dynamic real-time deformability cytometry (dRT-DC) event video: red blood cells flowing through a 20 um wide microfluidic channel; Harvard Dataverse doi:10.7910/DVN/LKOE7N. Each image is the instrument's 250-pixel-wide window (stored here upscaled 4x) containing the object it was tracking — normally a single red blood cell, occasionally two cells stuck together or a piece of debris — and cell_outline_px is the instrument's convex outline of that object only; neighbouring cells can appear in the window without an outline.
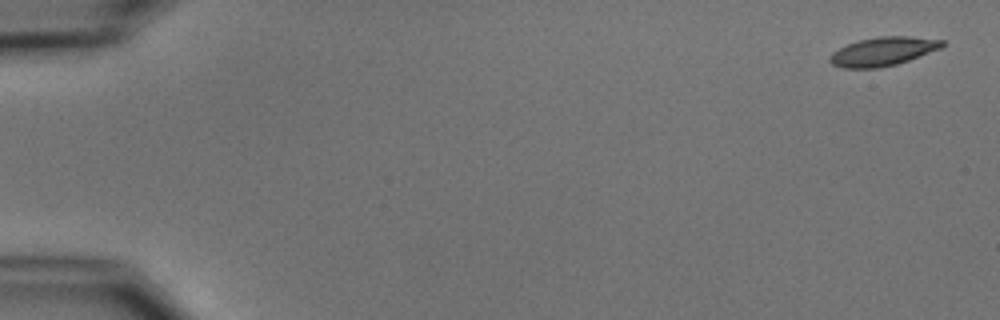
{"species": "common noctule bat (a hibernating species)", "species_latin": "Nyctalus noctula", "temperature_condition": "cold", "stored_images_in_passage": 53, "camera_frame_rate_fps": 3000, "um_per_image_px": 0.085, "animal": {"sex": "male", "body_mass_g": 15.6}, "frame": {"image": 1, "passage_image": 1, "time_ms": 0.0, "image_size_px": [1000, 320], "cell_outline_px": [[944, 44], [940, 48], [908, 60], [896, 64], [876, 68], [844, 68], [832, 64], [828, 60], [828, 56], [832, 52], [856, 40], [880, 36], [912, 36], [944, 40]], "centroid_in_image_um": [75.01, 4.36], "position_along_channel_um": 10.0, "area_um2": 18.73}}
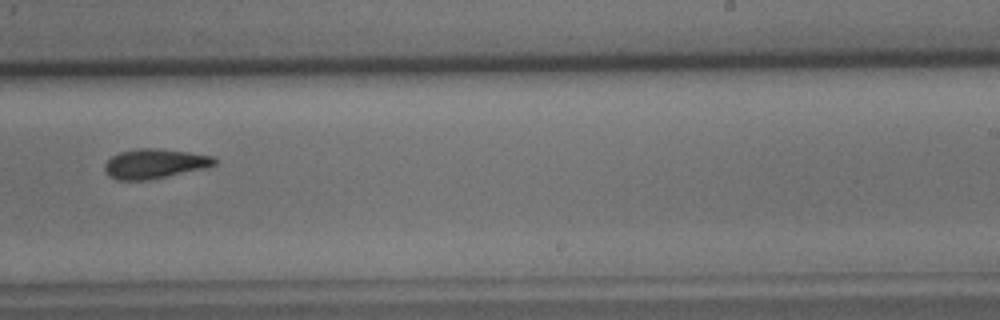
{"frame": {"image": 2, "passage_image": 34, "time_ms": 11.0, "image_size_px": [1000, 320], "cell_outline_px": [[220, 160], [216, 164], [204, 168], [168, 176], [148, 180], [116, 180], [108, 176], [104, 168], [104, 164], [112, 156], [120, 152], [136, 148], [156, 148], [188, 152], [212, 156]], "centroid_in_image_um": [13.14, 13.91], "position_along_channel_um": 275.9, "area_um2": 19.02}}
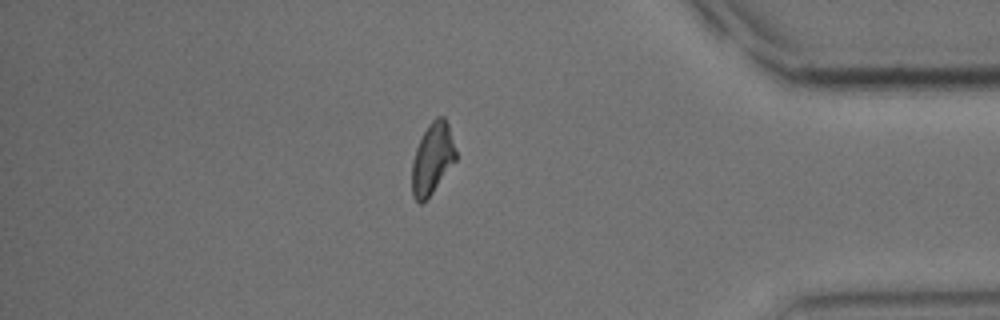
{"frame": {"image": 3, "passage_image": 46, "time_ms": 15.0, "image_size_px": [1000, 320], "cell_outline_px": [[456, 160], [432, 192], [420, 204], [412, 196], [412, 160], [416, 148], [428, 124], [436, 116], [444, 116], [448, 124], [456, 152]], "centroid_in_image_um": [36.74, 13.46], "position_along_channel_um": 398.5, "area_um2": 17.92}, "authors_computed_cell_mechanics": {"area_um2": 18.785, "velocity_mm_per_s": 3.7517, "shape_relaxation_time_tau1_ms": 4.9833, "shape_relaxation_time_tau2_ms": 3.4282, "deformation_change_tau1": 0.1496, "deformation_change_tau2": 0.106}}